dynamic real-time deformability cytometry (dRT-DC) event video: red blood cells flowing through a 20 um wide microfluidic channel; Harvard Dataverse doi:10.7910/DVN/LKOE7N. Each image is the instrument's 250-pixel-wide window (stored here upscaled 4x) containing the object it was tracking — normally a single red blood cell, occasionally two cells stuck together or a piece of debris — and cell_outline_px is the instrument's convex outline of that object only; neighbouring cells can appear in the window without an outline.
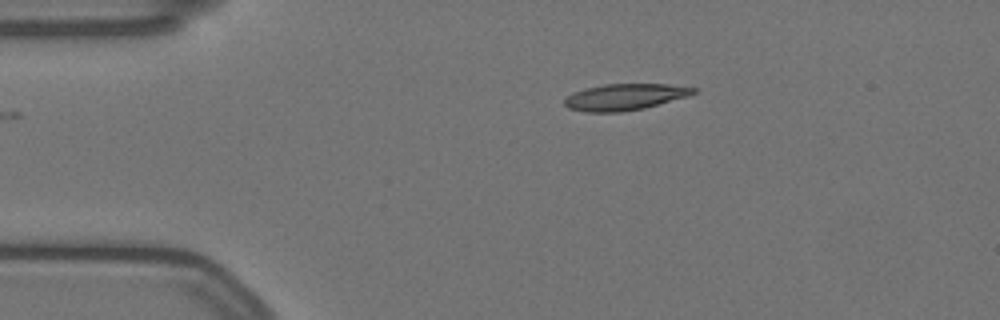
{"species": "Egyptian fruit bat (a non-hibernating species)", "species_latin": "Rousettus aegyptiacus", "temperature_condition": "warm", "stored_images_in_passage": 47, "camera_frame_rate_fps": 3000, "um_per_image_px": 0.085, "animal": {"sex": "female"}, "frame": {"image": 1, "passage_image": 1, "time_ms": 0.0, "image_size_px": [1000, 320], "cell_outline_px": [[696, 92], [688, 96], [644, 108], [620, 112], [584, 112], [568, 108], [564, 104], [564, 100], [572, 92], [584, 88], [604, 84], [668, 84], [696, 88]], "centroid_in_image_um": [53.07, 8.24], "position_along_channel_um": 31.9, "area_um2": 19.83}}
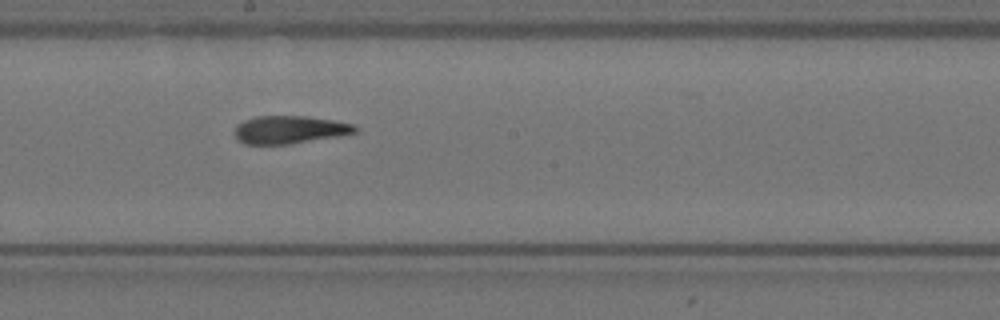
{"frame": {"image": 2, "passage_image": 21, "time_ms": 6.667, "image_size_px": [1000, 320], "cell_outline_px": [[356, 132], [340, 136], [288, 144], [244, 144], [236, 140], [232, 132], [236, 124], [244, 120], [256, 116], [308, 116], [336, 120], [356, 124]], "centroid_in_image_um": [24.58, 11.02], "position_along_channel_um": 223.6, "area_um2": 19.94}}
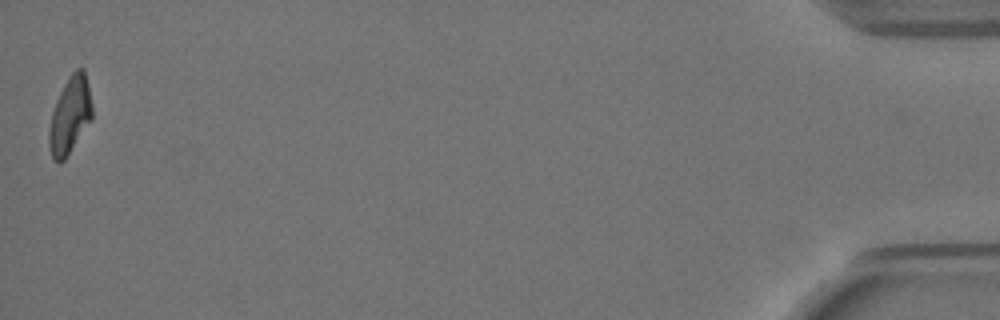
{"frame": {"image": 3, "passage_image": 47, "time_ms": 15.333, "image_size_px": [1000, 320], "cell_outline_px": [[92, 120], [64, 160], [60, 164], [52, 160], [48, 144], [48, 132], [52, 112], [56, 100], [64, 84], [72, 72], [76, 68], [84, 68], [88, 84], [92, 104]], "centroid_in_image_um": [5.94, 9.83], "position_along_channel_um": 429.3, "area_um2": 19.48}, "authors_computed_cell_mechanics": {"area_um2": 19.941, "velocity_mm_per_s": 3.5146, "shape_relaxation_time_tau1_ms": 7.4818, "shape_relaxation_time_tau2_ms": 3.1018, "deformation_change_tau1": 0.184, "deformation_change_tau2": 0.13}}